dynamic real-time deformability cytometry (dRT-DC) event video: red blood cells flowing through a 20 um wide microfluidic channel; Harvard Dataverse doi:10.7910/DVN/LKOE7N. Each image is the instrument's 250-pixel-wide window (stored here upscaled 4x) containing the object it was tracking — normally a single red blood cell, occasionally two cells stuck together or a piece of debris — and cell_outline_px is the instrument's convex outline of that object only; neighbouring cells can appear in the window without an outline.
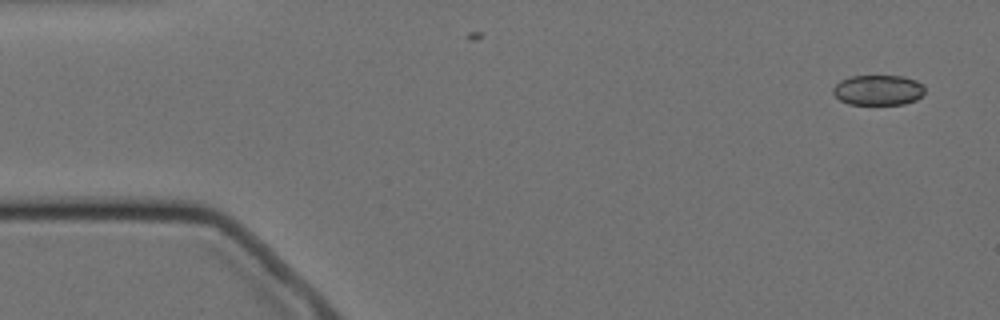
{"species": "Egyptian fruit bat (a non-hibernating species)", "species_latin": "Rousettus aegyptiacus", "temperature_condition": "cold", "stored_images_in_passage": 5, "camera_frame_rate_fps": 3000, "um_per_image_px": 0.085, "animal": {"sex": "female"}, "frame": {"image": 1, "passage_image": 1, "time_ms": 0.0, "image_size_px": [1000, 320], "cell_outline_px": [[924, 92], [916, 100], [904, 104], [848, 104], [840, 100], [832, 92], [832, 88], [840, 80], [852, 76], [904, 76], [916, 80], [924, 84]], "centroid_in_image_um": [74.65, 7.65], "position_along_channel_um": 10.4, "area_um2": 16.24}}
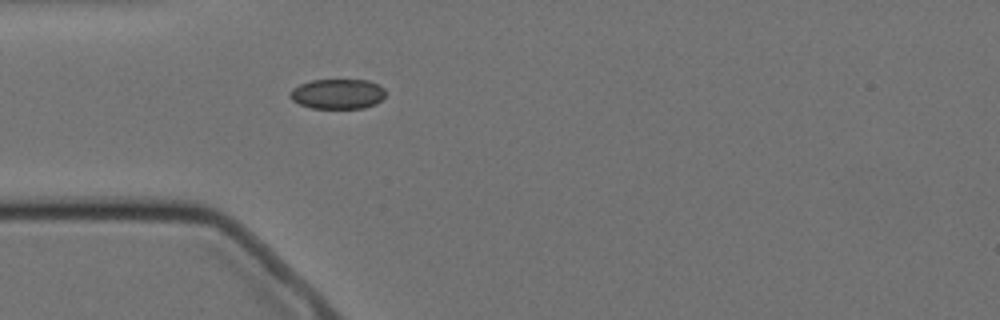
{"frame": {"image": 2, "passage_image": 5, "time_ms": 4.333, "image_size_px": [1000, 320], "cell_outline_px": [[384, 96], [376, 104], [364, 108], [312, 108], [300, 104], [292, 100], [288, 96], [292, 88], [300, 84], [312, 80], [368, 80], [384, 88]], "centroid_in_image_um": [28.67, 7.98], "position_along_channel_um": 56.3, "area_um2": 16.65}}